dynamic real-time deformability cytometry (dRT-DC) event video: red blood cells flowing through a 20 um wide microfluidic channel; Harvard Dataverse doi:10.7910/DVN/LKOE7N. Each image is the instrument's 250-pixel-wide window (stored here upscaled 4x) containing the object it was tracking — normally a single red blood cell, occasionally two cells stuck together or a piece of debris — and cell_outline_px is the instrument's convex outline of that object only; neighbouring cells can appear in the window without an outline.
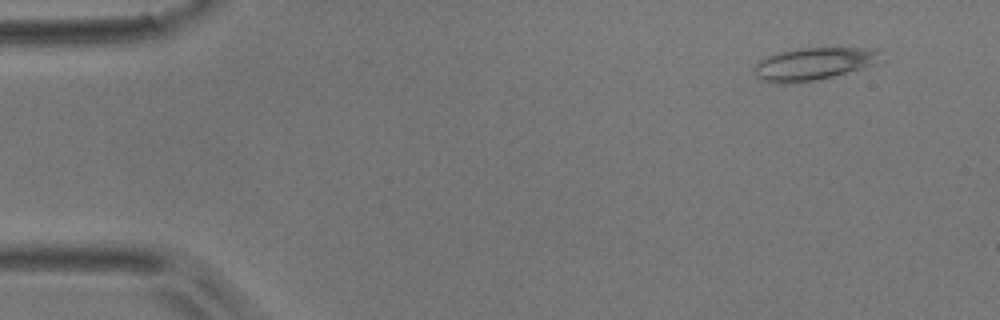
{"species": "common noctule bat (a hibernating species)", "species_latin": "Nyctalus noctula", "temperature_condition": "room temperature", "stored_images_in_passage": 17, "camera_frame_rate_fps": 3000, "um_per_image_px": 0.085, "animal": {"sex": "male", "body_mass_g": 17.9}, "frame": {"image": 1, "passage_image": 5, "time_ms": 1.333, "image_size_px": [1000, 320], "cell_outline_px": [[884, 60], [876, 64], [832, 76], [816, 80], [780, 84], [760, 80], [756, 76], [752, 68], [760, 60], [768, 56], [780, 52], [800, 48], [876, 48], [880, 52]], "centroid_in_image_um": [69.17, 5.42], "position_along_channel_um": 15.8, "area_um2": 23.99}}
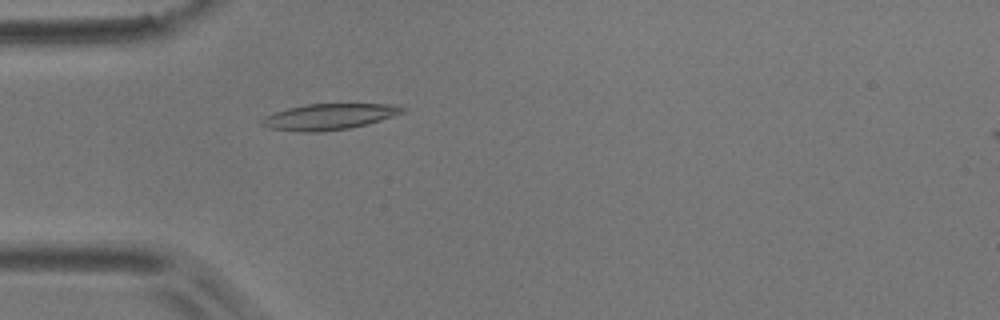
{"frame": {"image": 2, "passage_image": 16, "time_ms": 5.0, "image_size_px": [1000, 320], "cell_outline_px": [[404, 112], [380, 120], [348, 128], [320, 132], [300, 132], [268, 128], [260, 124], [260, 120], [264, 116], [288, 108], [308, 104], [392, 104], [404, 108]], "centroid_in_image_um": [27.9, 9.92], "position_along_channel_um": 57.1, "area_um2": 21.04}}